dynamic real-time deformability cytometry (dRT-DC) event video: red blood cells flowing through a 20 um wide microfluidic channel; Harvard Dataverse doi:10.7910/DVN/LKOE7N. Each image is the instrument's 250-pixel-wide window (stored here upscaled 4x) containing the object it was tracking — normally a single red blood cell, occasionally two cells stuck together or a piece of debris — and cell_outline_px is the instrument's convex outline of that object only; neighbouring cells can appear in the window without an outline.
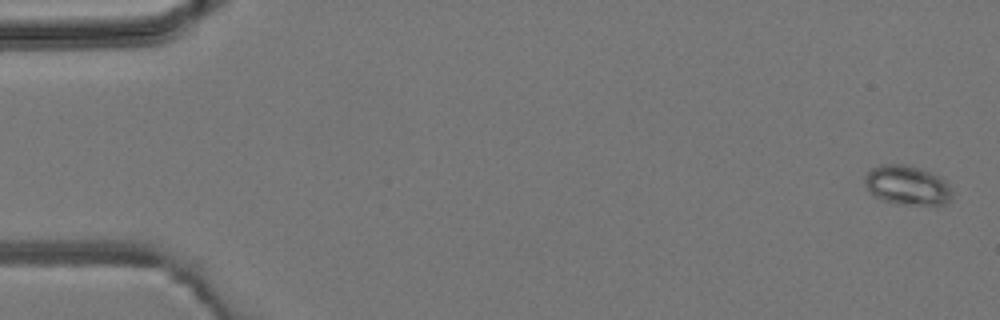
{"species": "common noctule bat (a hibernating species)", "species_latin": "Nyctalus noctula", "temperature_condition": "room temperature", "stored_images_in_passage": 4, "camera_frame_rate_fps": 3000, "um_per_image_px": 0.085, "animal": {"sex": "male", "body_mass_g": 19.2, "forearm_length_mm": 51.8}, "frame": {"image": 1, "passage_image": 1, "time_ms": 0.0, "image_size_px": [1000, 320], "cell_outline_px": [[952, 200], [948, 204], [896, 204], [884, 200], [876, 196], [864, 184], [864, 176], [872, 168], [880, 164], [904, 164], [928, 172], [944, 180], [948, 184], [952, 192]], "centroid_in_image_um": [77.11, 15.75], "position_along_channel_um": 7.9, "area_um2": 19.77}}